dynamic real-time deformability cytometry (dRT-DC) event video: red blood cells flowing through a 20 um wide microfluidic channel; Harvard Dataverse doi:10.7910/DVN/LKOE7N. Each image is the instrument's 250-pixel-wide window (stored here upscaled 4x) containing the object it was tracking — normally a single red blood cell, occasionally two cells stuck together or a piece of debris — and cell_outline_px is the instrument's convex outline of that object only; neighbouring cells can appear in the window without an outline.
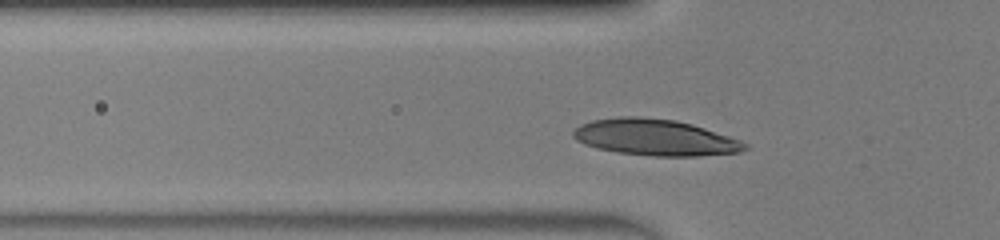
{"species": "human", "species_latin": "Homo sapiens", "temperature_condition": "warm", "stored_images_in_passage": 32, "camera_frame_rate_fps": 3000, "um_per_image_px": 0.085, "donor": {"sex": "male"}, "frame": {"image": 1, "passage_image": 7, "time_ms": 2.0, "image_size_px": [1000, 240], "cell_outline_px": [[748, 148], [740, 152], [696, 156], [652, 156], [616, 152], [596, 148], [584, 144], [576, 140], [572, 136], [572, 132], [580, 124], [592, 120], [620, 116], [640, 116], [676, 120], [692, 124], [740, 140], [748, 144]], "centroid_in_image_um": [55.65, 11.68], "position_along_channel_um": 70.2, "area_um2": 36.41}}
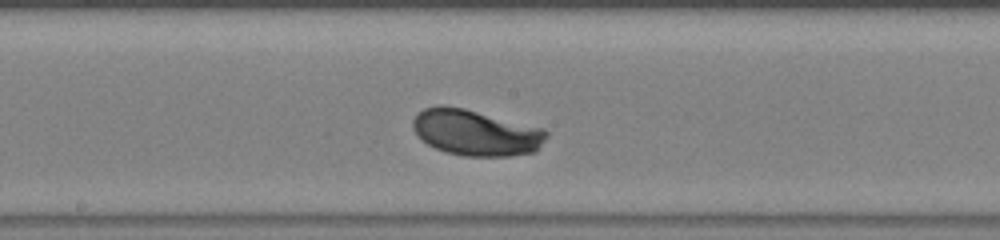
{"frame": {"image": 2, "passage_image": 17, "time_ms": 5.333, "image_size_px": [1000, 240], "cell_outline_px": [[548, 136], [536, 152], [508, 156], [464, 156], [444, 152], [428, 144], [412, 128], [412, 120], [424, 108], [440, 104], [464, 108], [544, 128], [548, 132]], "centroid_in_image_um": [40.47, 11.27], "position_along_channel_um": 207.7, "area_um2": 35.84}}
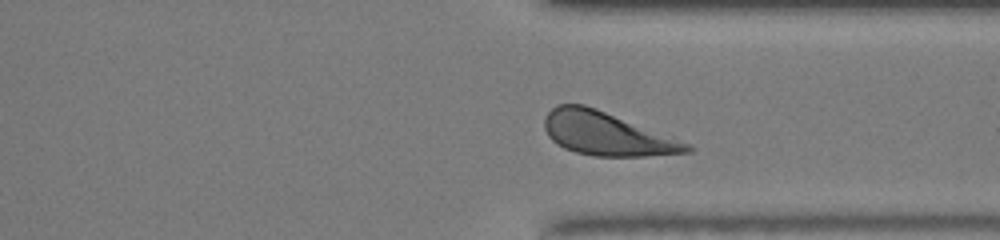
{"frame": {"image": 3, "passage_image": 28, "time_ms": 9.0, "image_size_px": [1000, 240], "cell_outline_px": [[692, 152], [644, 156], [592, 156], [576, 152], [564, 148], [556, 144], [548, 136], [544, 128], [544, 116], [556, 104], [584, 104], [596, 108], [692, 144]], "centroid_in_image_um": [51.55, 11.37], "position_along_channel_um": 359.9, "area_um2": 36.01}, "authors_computed_cell_mechanics": {"area_um2": 34.9112, "velocity_mm_per_s": 4.139, "shape_relaxation_time_tau1_ms": 1.5284, "shape_relaxation_time_tau2_ms": null, "deformation_change_tau1": 0.1362, "deformation_change_tau2": null}}